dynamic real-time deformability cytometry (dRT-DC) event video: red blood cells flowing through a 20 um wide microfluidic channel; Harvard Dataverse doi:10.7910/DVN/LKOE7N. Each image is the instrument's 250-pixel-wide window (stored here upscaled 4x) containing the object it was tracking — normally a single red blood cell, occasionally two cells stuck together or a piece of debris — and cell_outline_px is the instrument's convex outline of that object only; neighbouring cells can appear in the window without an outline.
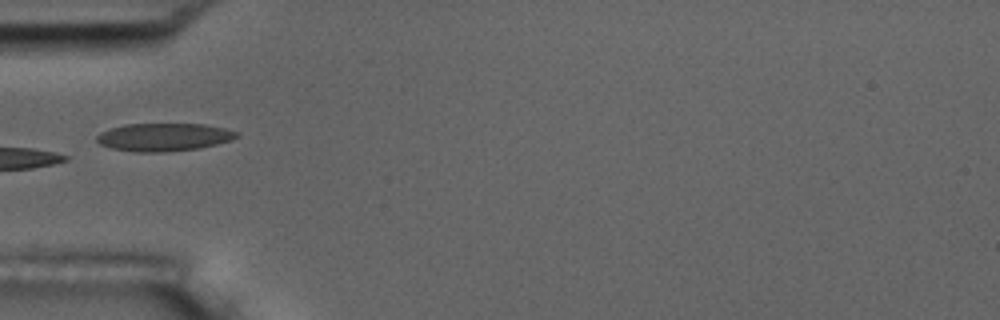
{"species": "common noctule bat (a hibernating species)", "species_latin": "Nyctalus noctula", "temperature_condition": "room temperature", "stored_images_in_passage": 7, "camera_frame_rate_fps": 3000, "um_per_image_px": 0.085, "animal": {"sex": "male", "body_mass_g": 17.5, "forearm_length_mm": 52.3}, "frame": {"image": 1, "passage_image": 5, "time_ms": 5.667, "image_size_px": [1000, 320], "cell_outline_px": [[240, 136], [232, 140], [216, 144], [196, 148], [164, 152], [136, 152], [112, 148], [100, 144], [96, 140], [96, 136], [100, 132], [124, 124], [204, 124], [224, 128], [240, 132]], "centroid_in_image_um": [13.94, 11.65], "position_along_channel_um": 71.1, "area_um2": 22.72}}